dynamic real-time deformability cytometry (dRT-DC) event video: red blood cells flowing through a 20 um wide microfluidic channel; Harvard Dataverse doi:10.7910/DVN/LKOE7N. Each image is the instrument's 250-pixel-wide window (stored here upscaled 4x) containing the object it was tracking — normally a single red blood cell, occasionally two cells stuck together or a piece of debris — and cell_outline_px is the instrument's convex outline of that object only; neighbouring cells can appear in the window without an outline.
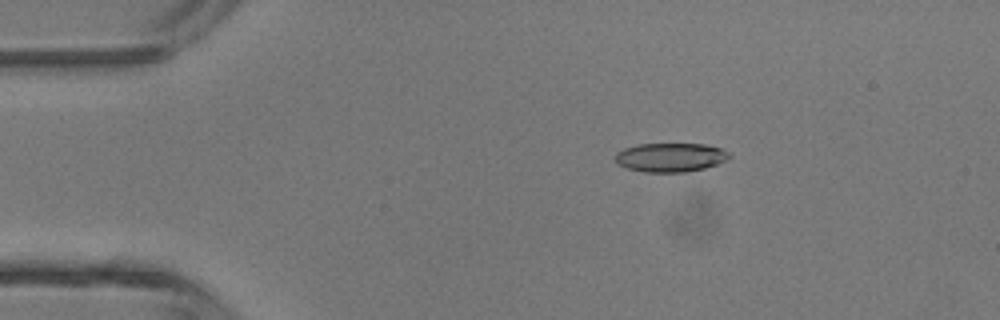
{"species": "common noctule bat (a hibernating species)", "species_latin": "Nyctalus noctula", "temperature_condition": "room temperature", "stored_images_in_passage": 5, "camera_frame_rate_fps": 3000, "um_per_image_px": 0.085, "animal": {"sex": "male", "body_mass_g": 13.3}, "frame": {"image": 1, "passage_image": 3, "time_ms": 0.667, "image_size_px": [1000, 320], "cell_outline_px": [[732, 156], [716, 164], [704, 168], [684, 172], [644, 172], [628, 168], [616, 164], [616, 152], [624, 148], [636, 144], [704, 144], [720, 148], [728, 152]], "centroid_in_image_um": [56.95, 13.37], "position_along_channel_um": 28.0, "area_um2": 19.13}}